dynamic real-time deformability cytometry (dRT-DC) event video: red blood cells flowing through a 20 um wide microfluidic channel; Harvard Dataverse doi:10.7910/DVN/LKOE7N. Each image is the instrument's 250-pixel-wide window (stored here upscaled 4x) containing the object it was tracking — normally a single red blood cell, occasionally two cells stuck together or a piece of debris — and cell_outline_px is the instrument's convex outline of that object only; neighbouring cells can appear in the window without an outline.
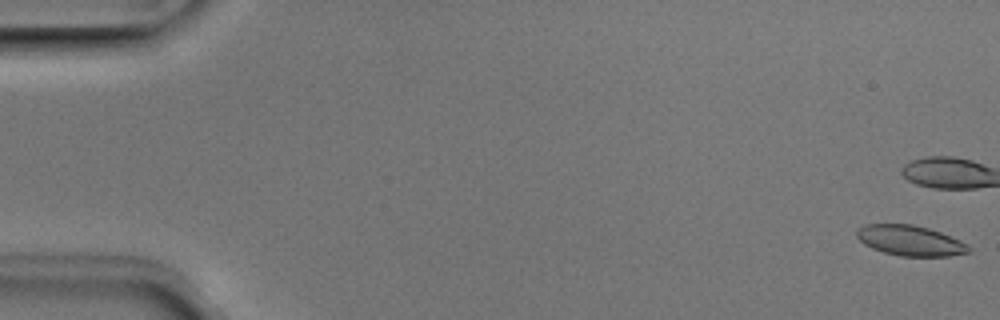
{"species": "Egyptian fruit bat (a non-hibernating species)", "species_latin": "Rousettus aegyptiacus", "temperature_condition": "room temperature", "stored_images_in_passage": 25, "camera_frame_rate_fps": 3000, "um_per_image_px": 0.085, "animal": {"sex": "male"}, "frame": {"image": 1, "passage_image": 1, "time_ms": 0.0, "image_size_px": [1000, 320], "cell_outline_px": [[972, 252], [948, 256], [900, 256], [884, 252], [872, 248], [864, 244], [856, 236], [856, 228], [864, 224], [912, 224], [928, 228], [940, 232], [960, 240], [968, 244], [972, 248]], "centroid_in_image_um": [77.37, 20.44], "position_along_channel_um": 7.6, "area_um2": 19.94}}
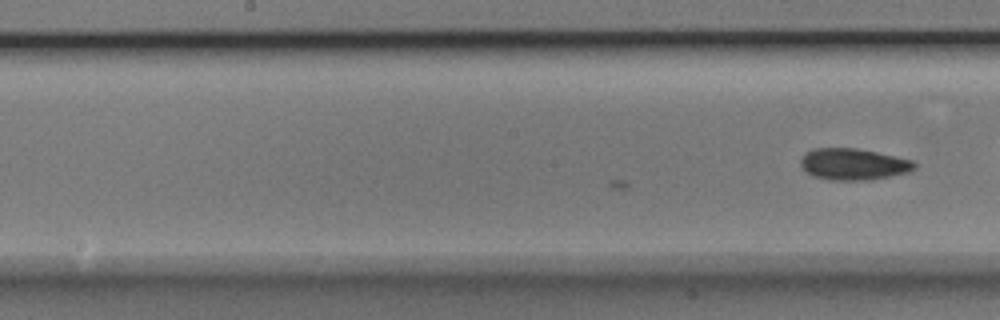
{"frame": {"image": 2, "passage_image": 25, "time_ms": 8.0, "image_size_px": [1000, 320], "cell_outline_px": [[916, 168], [908, 172], [868, 180], [828, 180], [812, 176], [800, 164], [800, 156], [804, 152], [812, 148], [856, 148], [876, 152], [912, 160], [916, 164]], "centroid_in_image_um": [72.48, 13.95], "position_along_channel_um": 175.7, "area_um2": 20.92}}